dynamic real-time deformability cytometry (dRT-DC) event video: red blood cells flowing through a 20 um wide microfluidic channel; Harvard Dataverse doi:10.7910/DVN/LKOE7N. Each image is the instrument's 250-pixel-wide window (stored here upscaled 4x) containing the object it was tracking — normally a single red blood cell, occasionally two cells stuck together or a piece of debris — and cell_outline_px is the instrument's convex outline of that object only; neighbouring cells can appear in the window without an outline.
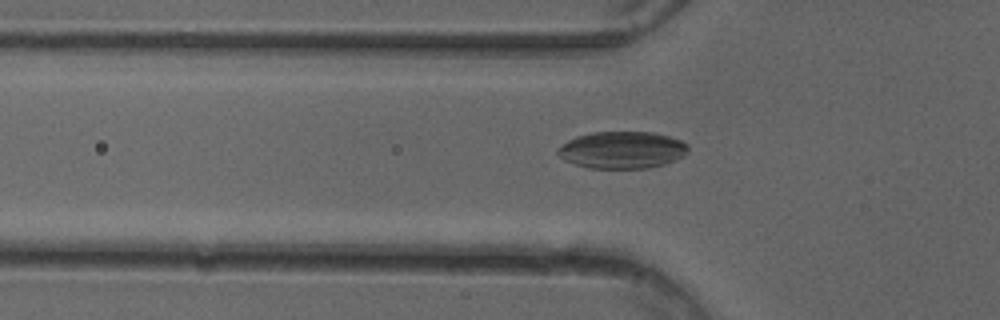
{"species": "common noctule bat (a hibernating species)", "species_latin": "Nyctalus noctula", "temperature_condition": "cold", "stored_images_in_passage": 51, "camera_frame_rate_fps": 3000, "um_per_image_px": 0.085, "animal": {"sex": "female"}, "frame": {"image": 1, "passage_image": 17, "time_ms": 5.333, "image_size_px": [1000, 320], "cell_outline_px": [[688, 152], [684, 156], [676, 160], [664, 164], [648, 168], [588, 168], [564, 160], [556, 152], [568, 140], [576, 136], [592, 132], [652, 132], [668, 136], [680, 140], [688, 144]], "centroid_in_image_um": [52.91, 12.75], "position_along_channel_um": 72.9, "area_um2": 28.09}}
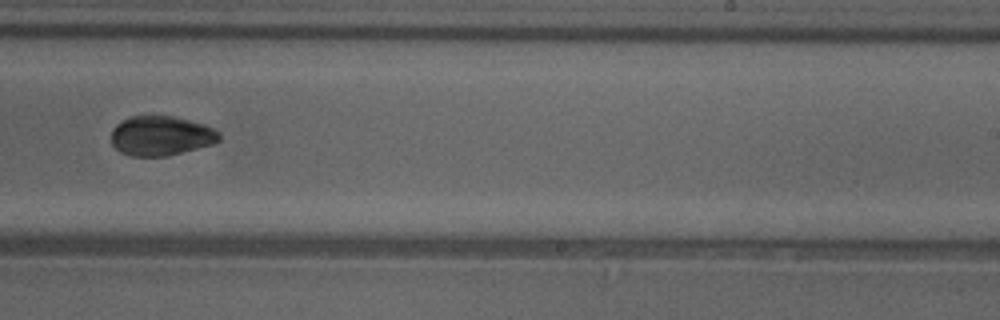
{"frame": {"image": 2, "passage_image": 32, "time_ms": 10.333, "image_size_px": [1000, 320], "cell_outline_px": [[220, 140], [216, 144], [168, 156], [132, 156], [120, 152], [112, 144], [112, 128], [120, 120], [132, 116], [172, 116], [204, 124], [220, 132]], "centroid_in_image_um": [13.7, 11.55], "position_along_channel_um": 275.3, "area_um2": 25.14}}
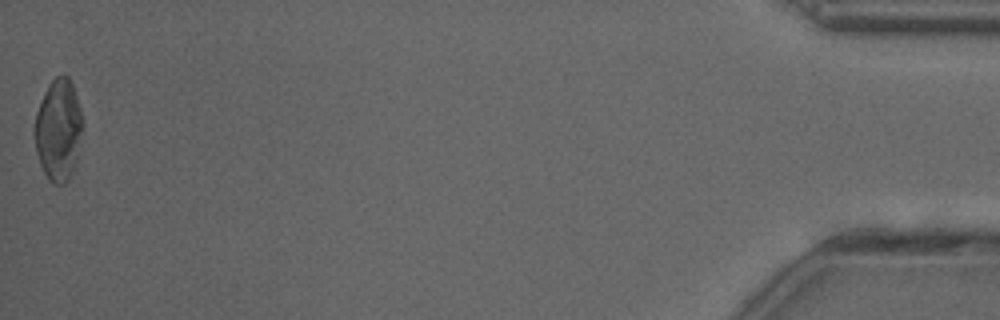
{"frame": {"image": 3, "passage_image": 51, "time_ms": 16.667, "image_size_px": [1000, 320], "cell_outline_px": [[84, 128], [76, 160], [72, 172], [68, 180], [64, 184], [52, 184], [48, 180], [40, 164], [36, 152], [32, 132], [32, 128], [36, 112], [40, 100], [48, 84], [56, 76], [68, 76], [72, 84], [84, 120]], "centroid_in_image_um": [4.94, 11.05], "position_along_channel_um": 430.3, "area_um2": 29.07}, "authors_computed_cell_mechanics": {"area_um2": 26.9926, "velocity_mm_per_s": 4.0345, "shape_relaxation_time_tau1_ms": null, "shape_relaxation_time_tau2_ms": 1.9692, "deformation_change_tau1": null, "deformation_change_tau2": 0.0491}}